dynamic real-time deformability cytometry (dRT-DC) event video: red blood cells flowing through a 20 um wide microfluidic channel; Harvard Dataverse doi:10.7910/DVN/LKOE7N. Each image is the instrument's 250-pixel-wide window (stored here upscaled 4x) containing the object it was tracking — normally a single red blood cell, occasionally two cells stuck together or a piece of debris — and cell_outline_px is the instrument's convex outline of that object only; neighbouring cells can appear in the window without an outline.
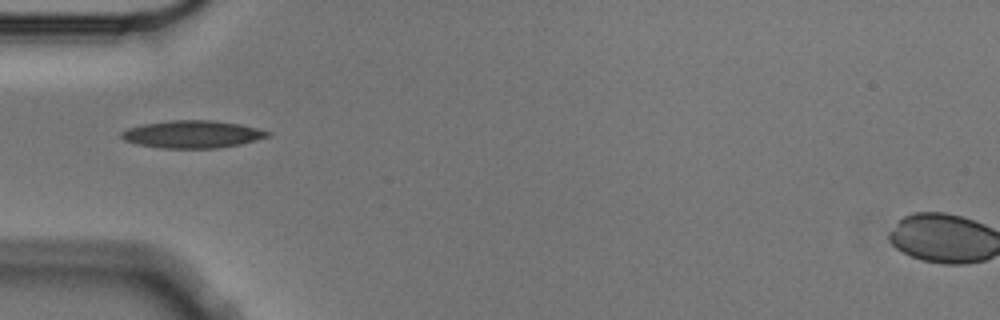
{"species": "Egyptian fruit bat (a non-hibernating species)", "species_latin": "Rousettus aegyptiacus", "temperature_condition": "cold", "stored_images_in_passage": 2, "camera_frame_rate_fps": 3000, "um_per_image_px": 0.085, "animal": {"sex": "male"}, "frame": {"image": 1, "passage_image": 2, "time_ms": 0.333, "image_size_px": [1000, 320], "cell_outline_px": [[272, 136], [240, 144], [216, 148], [160, 148], [136, 144], [124, 140], [120, 136], [120, 132], [128, 128], [144, 124], [168, 120], [212, 120], [240, 124], [272, 132]], "centroid_in_image_um": [16.35, 11.41], "position_along_channel_um": 68.6, "area_um2": 23.52}}